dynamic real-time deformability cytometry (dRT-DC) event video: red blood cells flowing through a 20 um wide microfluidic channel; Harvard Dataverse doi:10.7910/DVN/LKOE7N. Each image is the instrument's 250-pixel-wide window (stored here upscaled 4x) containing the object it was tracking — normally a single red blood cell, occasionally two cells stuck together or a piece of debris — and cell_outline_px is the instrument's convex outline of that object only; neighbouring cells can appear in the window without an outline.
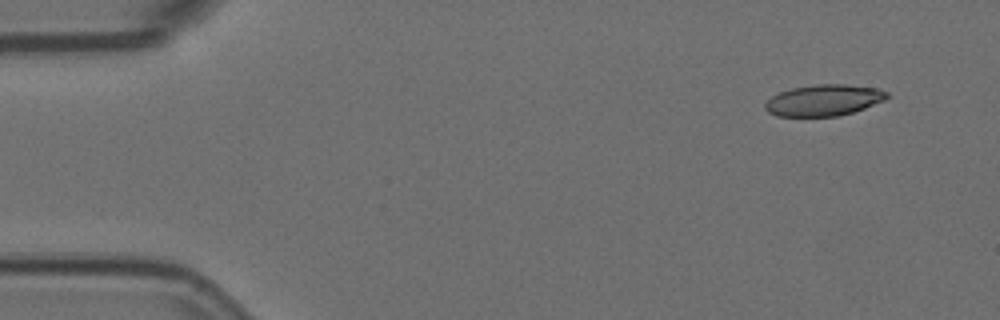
{"species": "Egyptian fruit bat (a non-hibernating species)", "species_latin": "Rousettus aegyptiacus", "temperature_condition": "room temperature", "stored_images_in_passage": 4, "camera_frame_rate_fps": 3000, "um_per_image_px": 0.085, "animal": {"sex": "female"}, "frame": {"image": 1, "passage_image": 1, "time_ms": 0.0, "image_size_px": [1000, 320], "cell_outline_px": [[888, 96], [884, 100], [864, 108], [852, 112], [836, 116], [776, 116], [768, 112], [764, 108], [764, 104], [772, 96], [780, 92], [792, 88], [816, 84], [844, 84], [876, 88], [888, 92]], "centroid_in_image_um": [69.99, 8.52], "position_along_channel_um": 15.0, "area_um2": 22.02}}
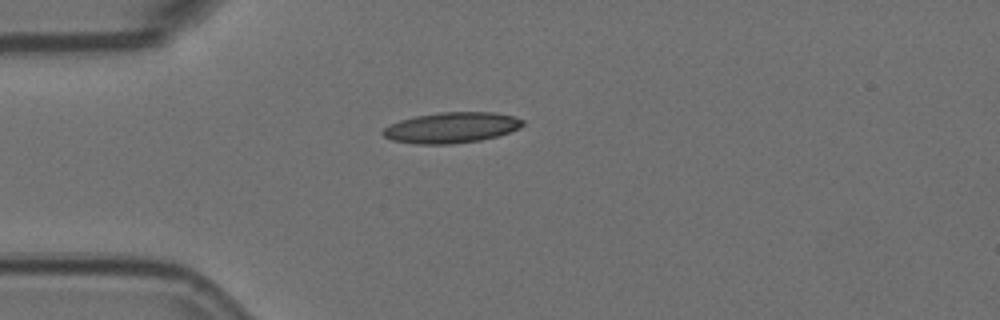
{"frame": {"image": 2, "passage_image": 4, "time_ms": 1.0, "image_size_px": [1000, 320], "cell_outline_px": [[524, 124], [520, 128], [496, 136], [480, 140], [452, 144], [416, 144], [392, 140], [384, 136], [380, 132], [388, 124], [400, 120], [416, 116], [440, 112], [496, 112], [512, 116], [524, 120]], "centroid_in_image_um": [38.35, 10.84], "position_along_channel_um": 46.7, "area_um2": 25.03}}